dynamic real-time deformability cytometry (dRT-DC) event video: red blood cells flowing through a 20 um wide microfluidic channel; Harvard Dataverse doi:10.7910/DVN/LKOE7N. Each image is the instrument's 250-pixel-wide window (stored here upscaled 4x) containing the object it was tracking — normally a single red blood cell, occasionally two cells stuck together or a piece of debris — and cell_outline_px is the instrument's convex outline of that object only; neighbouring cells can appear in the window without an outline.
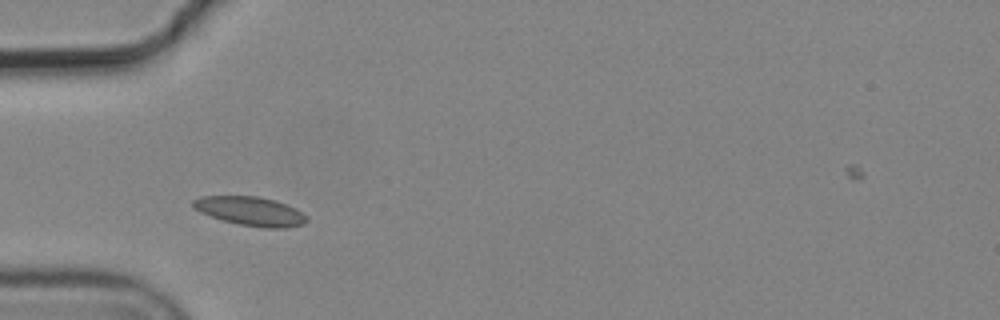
{"species": "common noctule bat (a hibernating species)", "species_latin": "Nyctalus noctula", "temperature_condition": "cold", "stored_images_in_passage": 8, "camera_frame_rate_fps": 3000, "um_per_image_px": 0.085, "animal": {"sex": "male", "body_mass_g": 19.2, "forearm_length_mm": 51.8}, "frame": {"image": 1, "passage_image": 3, "time_ms": 0.667, "image_size_px": [1000, 320], "cell_outline_px": [[308, 220], [304, 224], [288, 228], [264, 228], [240, 224], [220, 220], [200, 212], [192, 208], [192, 200], [200, 196], [256, 196], [276, 200], [296, 208], [308, 216]], "centroid_in_image_um": [21.29, 17.95], "position_along_channel_um": 63.7, "area_um2": 19.48}}
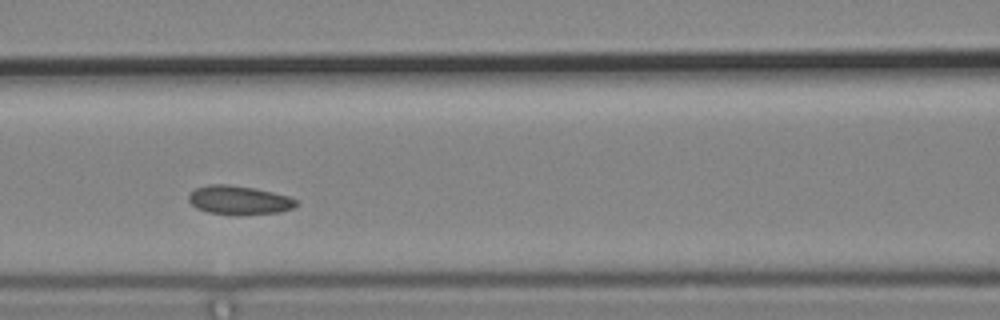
{"frame": {"image": 2, "passage_image": 5, "time_ms": 1.333, "image_size_px": [1000, 320], "cell_outline_px": [[296, 204], [292, 208], [280, 212], [244, 216], [232, 216], [208, 212], [196, 208], [188, 200], [188, 196], [196, 188], [212, 184], [228, 184], [256, 188], [288, 196], [296, 200]], "centroid_in_image_um": [20.31, 17.03], "position_along_channel_um": 146.3, "area_um2": 18.32}}
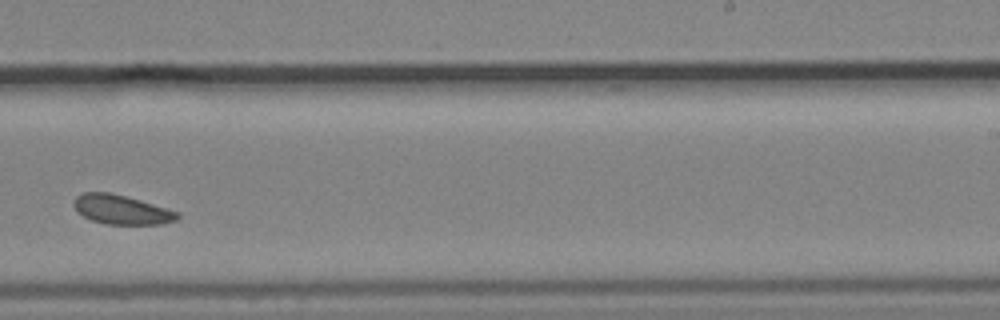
{"frame": {"image": 3, "passage_image": 8, "time_ms": 2.333, "image_size_px": [1000, 320], "cell_outline_px": [[180, 216], [176, 220], [160, 224], [104, 224], [92, 220], [76, 212], [72, 204], [76, 196], [84, 192], [108, 192], [140, 200], [180, 212]], "centroid_in_image_um": [10.3, 17.82], "position_along_channel_um": 278.7, "area_um2": 17.69}}